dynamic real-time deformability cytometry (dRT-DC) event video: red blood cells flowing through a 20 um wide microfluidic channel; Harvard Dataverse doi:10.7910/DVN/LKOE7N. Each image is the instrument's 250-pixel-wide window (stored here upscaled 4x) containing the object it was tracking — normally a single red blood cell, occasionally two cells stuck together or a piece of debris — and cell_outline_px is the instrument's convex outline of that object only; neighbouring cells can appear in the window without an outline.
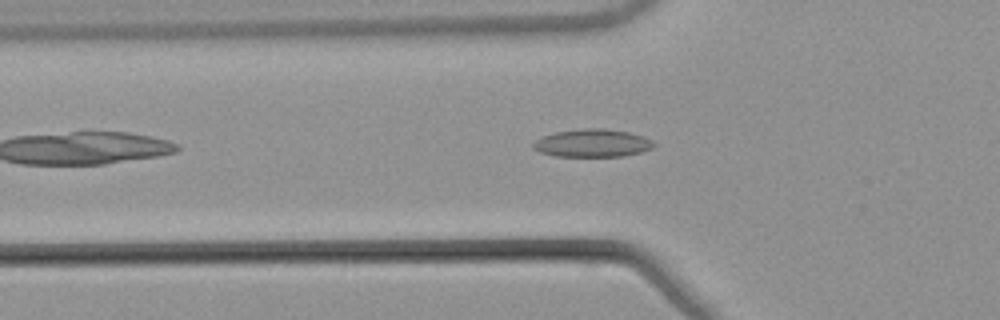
{"species": "common noctule bat (a hibernating species)", "species_latin": "Nyctalus noctula", "temperature_condition": "warm", "stored_images_in_passage": 42, "camera_frame_rate_fps": 3000, "um_per_image_px": 0.085, "animal": {"sex": "male", "body_mass_g": 21.5, "forearm_length_mm": 52.0}, "frame": {"image": 1, "passage_image": 7, "time_ms": 2.0, "image_size_px": [1000, 320], "cell_outline_px": [[656, 144], [652, 148], [640, 152], [624, 156], [556, 156], [540, 152], [532, 148], [532, 144], [540, 136], [556, 132], [580, 128], [604, 128], [628, 132], [644, 136], [652, 140]], "centroid_in_image_um": [50.34, 12.15], "position_along_channel_um": 75.5, "area_um2": 19.71}}
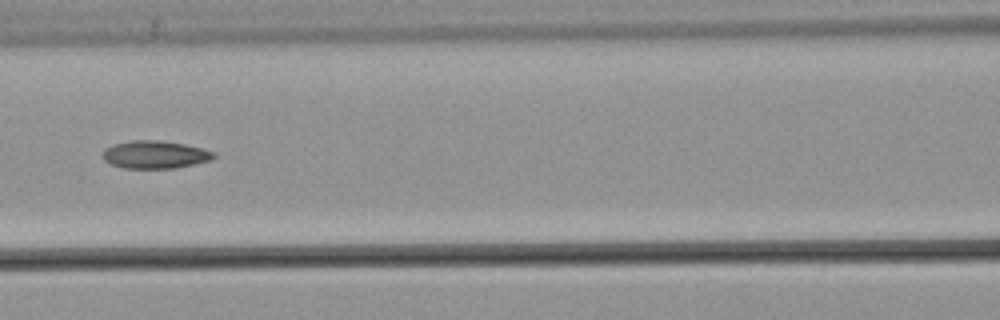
{"frame": {"image": 2, "passage_image": 13, "time_ms": 4.0, "image_size_px": [1000, 320], "cell_outline_px": [[216, 156], [212, 160], [176, 168], [124, 168], [112, 164], [104, 160], [104, 148], [112, 144], [132, 140], [160, 140], [184, 144], [216, 152]], "centroid_in_image_um": [13.19, 13.13], "position_along_channel_um": 153.4, "area_um2": 17.98}, "authors_computed_cell_mechanics": {"area_um2": 17.6001, "velocity_mm_per_s": 3.8653, "shape_relaxation_time_tau1_ms": null, "shape_relaxation_time_tau2_ms": 5.7055, "deformation_change_tau1": null, "deformation_change_tau2": 0.1244}}